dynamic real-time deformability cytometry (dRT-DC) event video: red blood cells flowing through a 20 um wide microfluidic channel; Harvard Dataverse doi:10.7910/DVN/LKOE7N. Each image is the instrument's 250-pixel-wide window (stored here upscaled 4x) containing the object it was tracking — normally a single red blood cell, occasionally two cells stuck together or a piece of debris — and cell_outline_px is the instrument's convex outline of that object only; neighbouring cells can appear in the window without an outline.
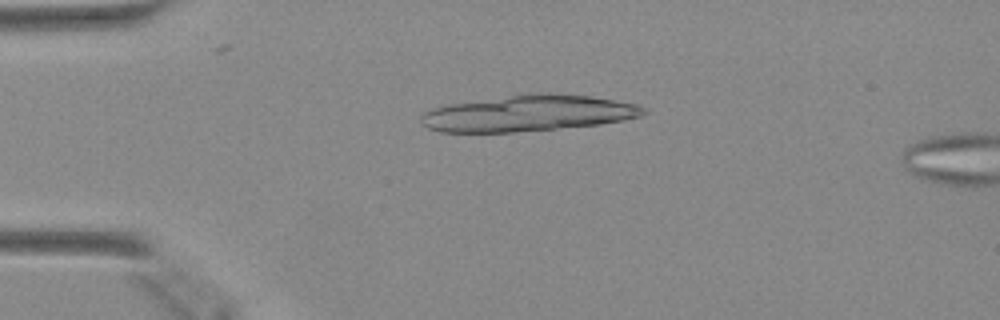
{"species": "Egyptian fruit bat (a non-hibernating species)", "species_latin": "Rousettus aegyptiacus", "temperature_condition": "warm", "stored_images_in_passage": 4, "camera_frame_rate_fps": 3000, "um_per_image_px": 0.085, "animal": {"sex": "female"}, "frame": {"image": 1, "passage_image": 1, "time_ms": 0.0, "image_size_px": [1000, 320], "cell_outline_px": [[648, 112], [640, 116], [624, 120], [600, 124], [512, 132], [440, 132], [428, 128], [420, 120], [420, 116], [424, 112], [432, 108], [448, 104], [528, 92], [552, 92], [592, 96], [636, 104], [644, 108]], "centroid_in_image_um": [44.89, 9.61], "position_along_channel_um": 40.1, "area_um2": 47.11}}